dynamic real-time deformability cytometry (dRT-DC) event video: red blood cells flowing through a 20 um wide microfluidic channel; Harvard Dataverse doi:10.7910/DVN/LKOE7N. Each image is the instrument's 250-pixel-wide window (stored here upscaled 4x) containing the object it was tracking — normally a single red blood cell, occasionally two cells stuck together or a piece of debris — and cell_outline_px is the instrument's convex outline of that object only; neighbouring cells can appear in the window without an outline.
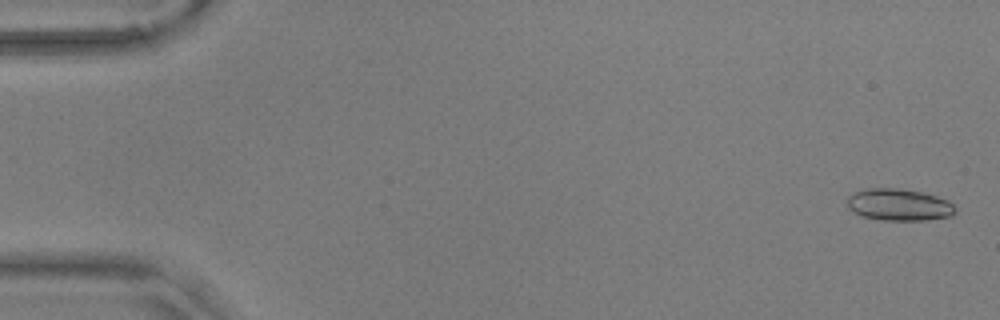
{"species": "common noctule bat (a hibernating species)", "species_latin": "Nyctalus noctula", "temperature_condition": "warm", "stored_images_in_passage": 56, "camera_frame_rate_fps": 3000, "um_per_image_px": 0.085, "animal": {"sex": "male", "body_mass_g": 17.9, "forearm_length_mm": 54.2}, "frame": {"image": 1, "passage_image": 2, "time_ms": 0.333, "image_size_px": [1000, 320], "cell_outline_px": [[956, 212], [952, 216], [928, 220], [880, 220], [860, 216], [852, 212], [848, 208], [848, 196], [852, 192], [868, 188], [900, 188], [924, 192], [948, 200], [956, 208]], "centroid_in_image_um": [76.4, 17.4], "position_along_channel_um": 8.6, "area_um2": 20.46}}
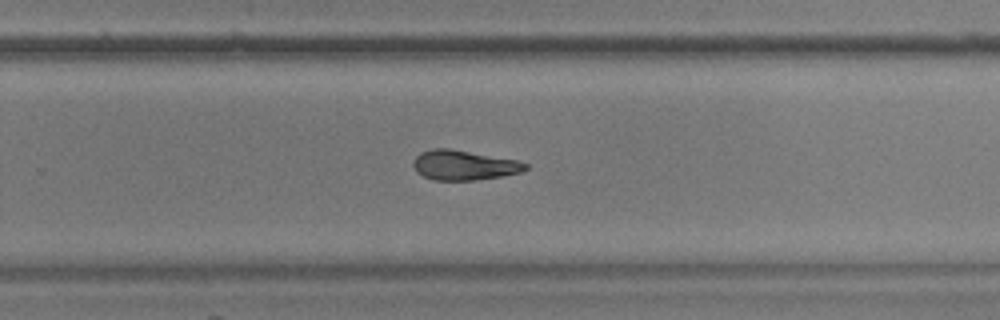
{"frame": {"image": 2, "passage_image": 37, "time_ms": 12.0, "image_size_px": [1000, 320], "cell_outline_px": [[528, 168], [520, 172], [500, 176], [476, 180], [432, 180], [416, 172], [412, 164], [416, 156], [420, 152], [432, 148], [448, 148], [516, 160], [528, 164]], "centroid_in_image_um": [39.39, 14.04], "position_along_channel_um": 290.4, "area_um2": 19.36}}
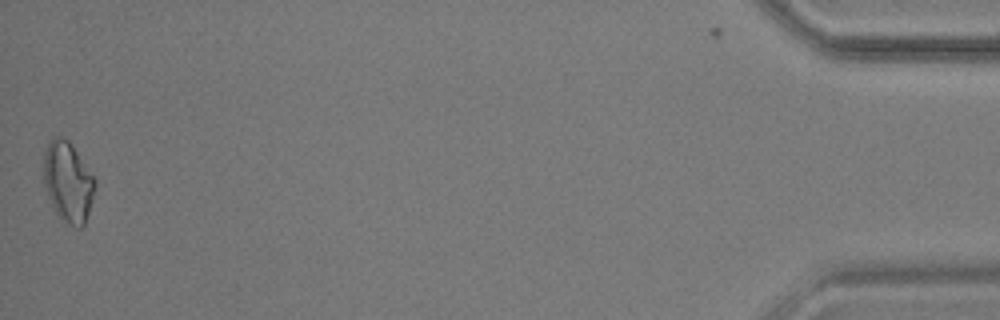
{"frame": {"image": 3, "passage_image": 56, "time_ms": 18.333, "image_size_px": [1000, 320], "cell_outline_px": [[96, 184], [92, 200], [84, 224], [80, 228], [76, 228], [64, 224], [56, 212], [48, 196], [44, 184], [44, 152], [52, 136], [60, 136], [68, 140], [72, 144], [96, 176]], "centroid_in_image_um": [5.8, 15.45], "position_along_channel_um": 429.4, "area_um2": 24.39}, "authors_computed_cell_mechanics": {"area_um2": 20.2878, "velocity_mm_per_s": 3.6113, "shape_relaxation_time_tau1_ms": 6.9426, "shape_relaxation_time_tau2_ms": 8.6217, "deformation_change_tau1": 0.203, "deformation_change_tau2": 0.1828}}